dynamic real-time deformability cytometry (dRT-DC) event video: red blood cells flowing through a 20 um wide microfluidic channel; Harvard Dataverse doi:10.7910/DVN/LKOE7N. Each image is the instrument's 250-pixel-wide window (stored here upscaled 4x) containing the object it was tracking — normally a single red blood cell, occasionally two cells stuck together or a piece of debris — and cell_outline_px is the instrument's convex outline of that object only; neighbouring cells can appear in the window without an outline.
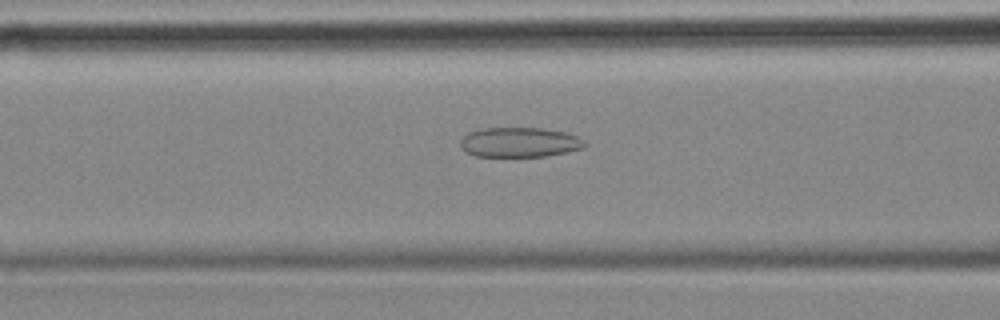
{"species": "common noctule bat (a hibernating species)", "species_latin": "Nyctalus noctula", "temperature_condition": "cold", "stored_images_in_passage": 36, "camera_frame_rate_fps": 3000, "um_per_image_px": 0.085, "animal": {"sex": "female", "body_mass_g": 18.4}, "frame": {"image": 1, "passage_image": 8, "time_ms": 2.333, "image_size_px": [1000, 320], "cell_outline_px": [[588, 144], [584, 148], [544, 156], [476, 156], [464, 152], [460, 148], [460, 140], [468, 132], [484, 128], [540, 128], [564, 132], [576, 136], [584, 140]], "centroid_in_image_um": [44.13, 12.09], "position_along_channel_um": 122.5, "area_um2": 21.56}}
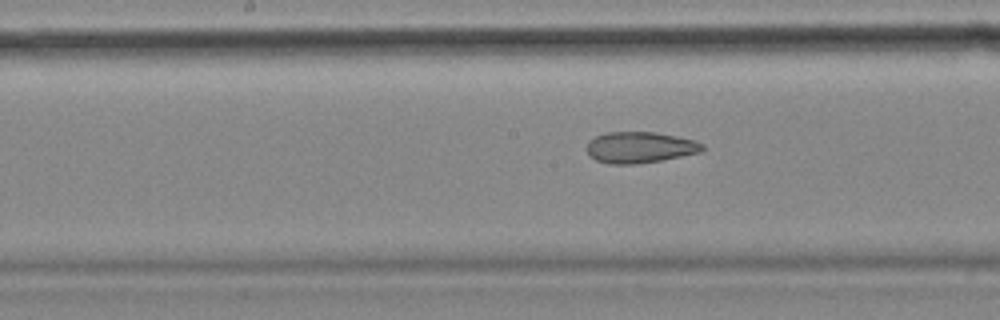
{"frame": {"image": 2, "passage_image": 14, "time_ms": 4.333, "image_size_px": [1000, 320], "cell_outline_px": [[704, 148], [700, 152], [660, 160], [636, 164], [608, 164], [596, 160], [588, 152], [588, 140], [604, 132], [656, 132], [696, 140], [704, 144]], "centroid_in_image_um": [54.39, 12.52], "position_along_channel_um": 193.8, "area_um2": 20.92}}
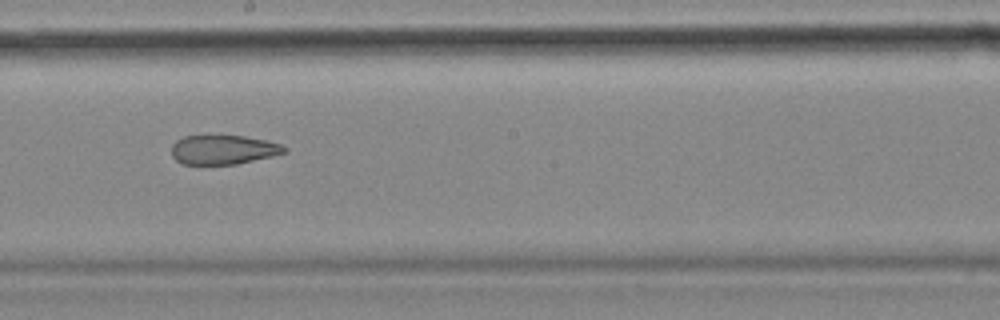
{"frame": {"image": 3, "passage_image": 17, "time_ms": 5.333, "image_size_px": [1000, 320], "cell_outline_px": [[288, 152], [272, 156], [236, 164], [184, 164], [176, 160], [172, 156], [172, 144], [176, 140], [184, 136], [244, 136], [268, 140], [280, 144], [288, 148]], "centroid_in_image_um": [19.01, 12.72], "position_along_channel_um": 229.2, "area_um2": 19.25}, "authors_computed_cell_mechanics": {"area_um2": 21.5305, "velocity_mm_per_s": 3.5726, "shape_relaxation_time_tau1_ms": null, "shape_relaxation_time_tau2_ms": 3.4023, "deformation_change_tau1": null, "deformation_change_tau2": 0.1173}}